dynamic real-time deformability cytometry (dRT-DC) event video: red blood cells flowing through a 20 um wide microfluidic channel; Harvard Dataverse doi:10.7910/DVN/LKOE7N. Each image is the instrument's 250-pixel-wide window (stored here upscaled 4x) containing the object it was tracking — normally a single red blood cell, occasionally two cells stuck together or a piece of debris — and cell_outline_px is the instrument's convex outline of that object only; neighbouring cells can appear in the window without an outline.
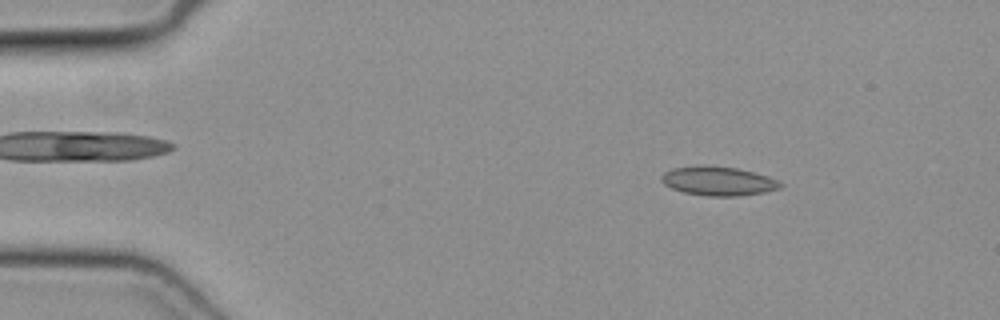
{"species": "common noctule bat (a hibernating species)", "species_latin": "Nyctalus noctula", "temperature_condition": "cold", "stored_images_in_passage": 47, "camera_frame_rate_fps": 3000, "um_per_image_px": 0.085, "animal": {"sex": "female", "body_mass_g": 19.3, "forearm_length_mm": 54.1}, "frame": {"image": 1, "passage_image": 5, "time_ms": 1.333, "image_size_px": [1000, 320], "cell_outline_px": [[784, 184], [780, 188], [764, 192], [736, 196], [708, 196], [684, 192], [672, 188], [664, 184], [660, 180], [660, 176], [664, 172], [672, 168], [736, 168], [768, 176]], "centroid_in_image_um": [61.07, 15.43], "position_along_channel_um": 23.9, "area_um2": 19.25}}
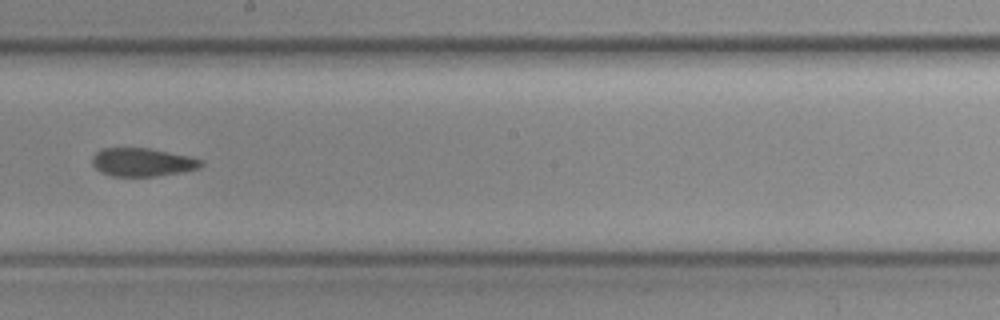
{"frame": {"image": 2, "passage_image": 26, "time_ms": 8.333, "image_size_px": [1000, 320], "cell_outline_px": [[204, 164], [200, 168], [184, 172], [156, 176], [112, 176], [100, 172], [92, 164], [92, 156], [100, 148], [148, 148], [188, 156], [200, 160]], "centroid_in_image_um": [12.08, 13.79], "position_along_channel_um": 236.1, "area_um2": 17.98}}
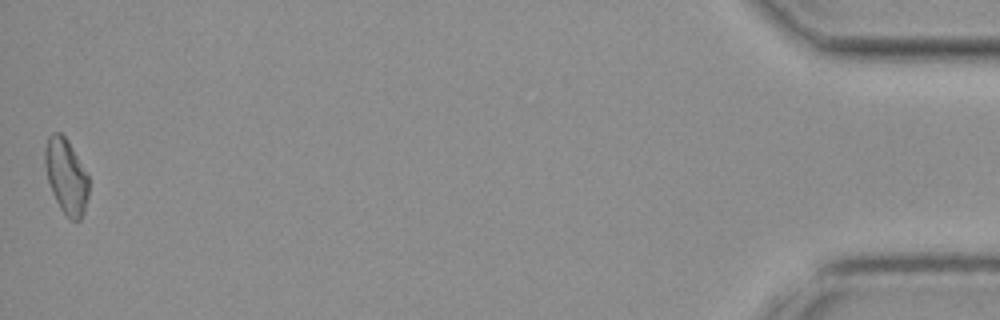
{"frame": {"image": 3, "passage_image": 47, "time_ms": 15.333, "image_size_px": [1000, 320], "cell_outline_px": [[88, 196], [84, 212], [80, 220], [72, 220], [60, 208], [52, 192], [48, 180], [44, 164], [44, 148], [48, 136], [52, 132], [60, 132], [68, 140], [88, 176]], "centroid_in_image_um": [5.61, 14.95], "position_along_channel_um": 429.6, "area_um2": 19.02}}